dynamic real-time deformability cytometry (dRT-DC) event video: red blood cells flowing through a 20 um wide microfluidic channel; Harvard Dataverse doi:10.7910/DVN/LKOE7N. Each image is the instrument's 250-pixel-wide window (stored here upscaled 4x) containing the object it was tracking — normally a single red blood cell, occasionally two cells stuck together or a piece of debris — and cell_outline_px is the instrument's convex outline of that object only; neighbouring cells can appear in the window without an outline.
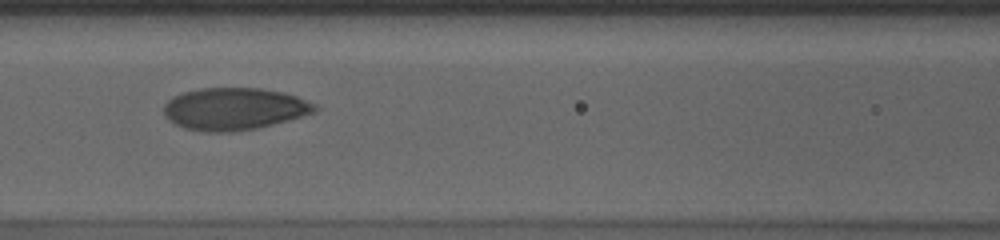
{"species": "human", "species_latin": "Homo sapiens", "temperature_condition": "cold", "stored_images_in_passage": 39, "camera_frame_rate_fps": 3000, "um_per_image_px": 0.085, "donor": {"sex": "male"}, "frame": {"image": 1, "passage_image": 7, "time_ms": 2.0, "image_size_px": [1000, 240], "cell_outline_px": [[320, 108], [316, 112], [288, 120], [256, 128], [232, 132], [204, 132], [184, 128], [168, 120], [164, 116], [164, 104], [172, 96], [184, 92], [200, 88], [260, 88], [280, 92], [296, 96], [316, 104]], "centroid_in_image_um": [19.89, 9.26], "position_along_channel_um": 146.7, "area_um2": 37.22}}
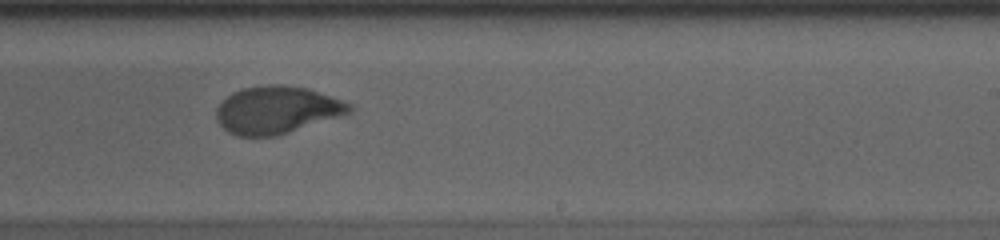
{"frame": {"image": 2, "passage_image": 17, "time_ms": 5.333, "image_size_px": [1000, 240], "cell_outline_px": [[352, 112], [276, 136], [236, 136], [228, 132], [216, 120], [216, 108], [220, 100], [232, 92], [244, 88], [268, 84], [280, 84], [308, 88], [352, 104]], "centroid_in_image_um": [23.48, 9.34], "position_along_channel_um": 265.5, "area_um2": 36.82}}
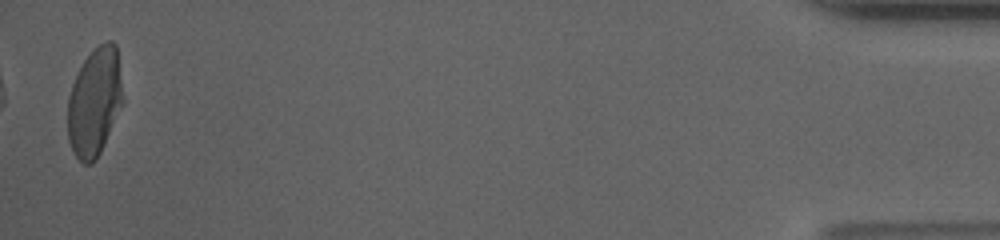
{"frame": {"image": 3, "passage_image": 38, "time_ms": 12.333, "image_size_px": [1000, 240], "cell_outline_px": [[124, 100], [100, 152], [92, 164], [84, 164], [76, 156], [68, 140], [68, 96], [72, 84], [84, 60], [104, 40], [112, 40], [116, 44]], "centroid_in_image_um": [8.04, 8.65], "position_along_channel_um": 427.2, "area_um2": 34.51}}